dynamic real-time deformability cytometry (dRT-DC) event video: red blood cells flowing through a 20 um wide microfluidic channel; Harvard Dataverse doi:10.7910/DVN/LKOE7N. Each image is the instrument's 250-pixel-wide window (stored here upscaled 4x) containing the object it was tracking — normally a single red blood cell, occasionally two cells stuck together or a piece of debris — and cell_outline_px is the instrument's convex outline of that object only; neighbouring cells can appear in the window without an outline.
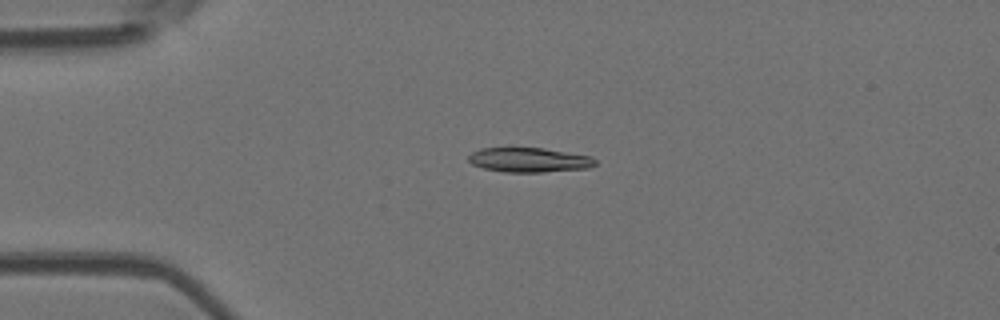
{"species": "Egyptian fruit bat (a non-hibernating species)", "species_latin": "Rousettus aegyptiacus", "temperature_condition": "room temperature", "stored_images_in_passage": 5, "camera_frame_rate_fps": 3000, "um_per_image_px": 0.085, "animal": {"sex": "female"}, "frame": {"image": 1, "passage_image": 3, "time_ms": 2.333, "image_size_px": [1000, 320], "cell_outline_px": [[596, 164], [588, 168], [544, 172], [504, 172], [484, 168], [472, 164], [468, 160], [468, 156], [472, 152], [480, 148], [544, 148], [592, 156], [596, 160]], "centroid_in_image_um": [44.98, 13.59], "position_along_channel_um": 40.0, "area_um2": 18.15}}
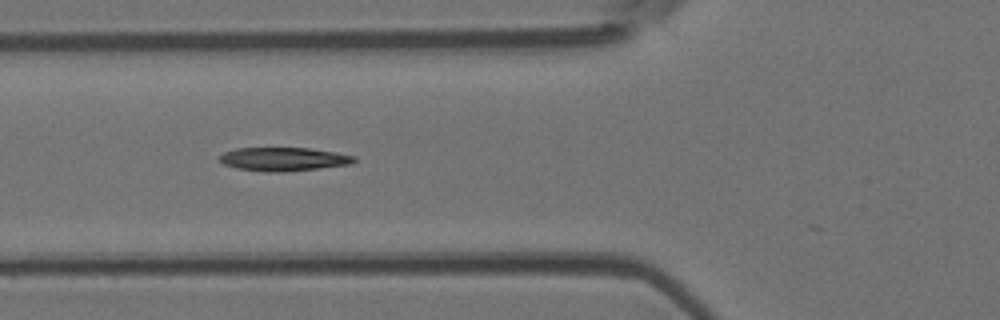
{"frame": {"image": 2, "passage_image": 5, "time_ms": 4.667, "image_size_px": [1000, 320], "cell_outline_px": [[356, 160], [352, 164], [280, 172], [268, 172], [236, 168], [224, 164], [220, 160], [220, 156], [224, 152], [236, 148], [308, 148], [336, 152], [356, 156]], "centroid_in_image_um": [24.12, 13.52], "position_along_channel_um": 101.7, "area_um2": 18.32}}